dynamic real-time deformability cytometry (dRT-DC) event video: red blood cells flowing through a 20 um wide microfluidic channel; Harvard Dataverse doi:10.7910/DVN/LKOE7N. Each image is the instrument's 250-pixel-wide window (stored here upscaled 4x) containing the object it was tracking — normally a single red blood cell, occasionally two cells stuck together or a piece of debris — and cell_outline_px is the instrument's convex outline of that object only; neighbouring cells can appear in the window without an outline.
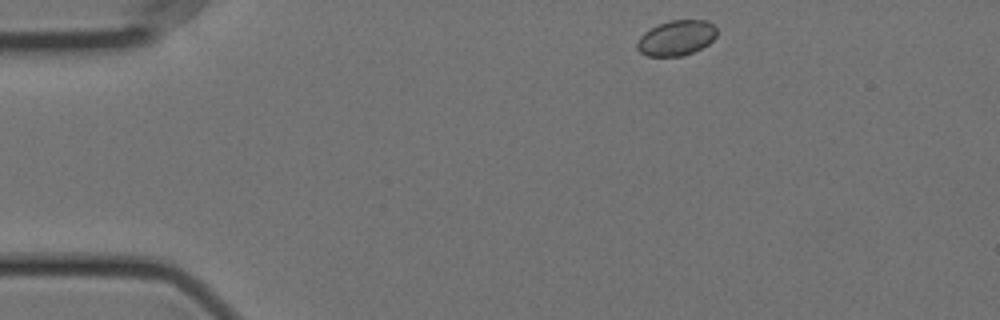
{"species": "Egyptian fruit bat (a non-hibernating species)", "species_latin": "Rousettus aegyptiacus", "temperature_condition": "cold", "stored_images_in_passage": 49, "camera_frame_rate_fps": 3000, "um_per_image_px": 0.085, "animal": {"sex": "female"}, "frame": {"image": 1, "passage_image": 1, "time_ms": 0.0, "image_size_px": [1000, 320], "cell_outline_px": [[716, 36], [708, 44], [692, 52], [680, 56], [648, 56], [640, 52], [636, 48], [636, 44], [640, 36], [644, 32], [660, 24], [672, 20], [708, 20], [716, 28]], "centroid_in_image_um": [57.48, 3.22], "position_along_channel_um": 27.5, "area_um2": 16.18}}
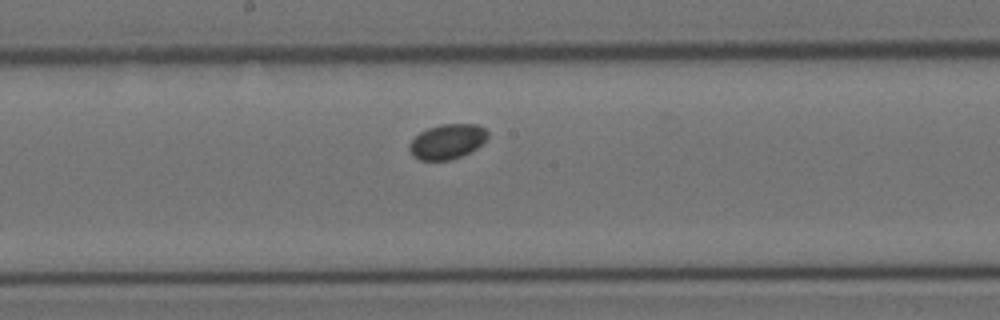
{"frame": {"image": 2, "passage_image": 22, "time_ms": 7.0, "image_size_px": [1000, 320], "cell_outline_px": [[488, 136], [476, 148], [460, 156], [448, 160], [420, 160], [412, 156], [408, 148], [408, 144], [420, 132], [428, 128], [440, 124], [476, 124], [484, 128], [488, 132]], "centroid_in_image_um": [37.98, 12.02], "position_along_channel_um": 210.2, "area_um2": 15.78}}
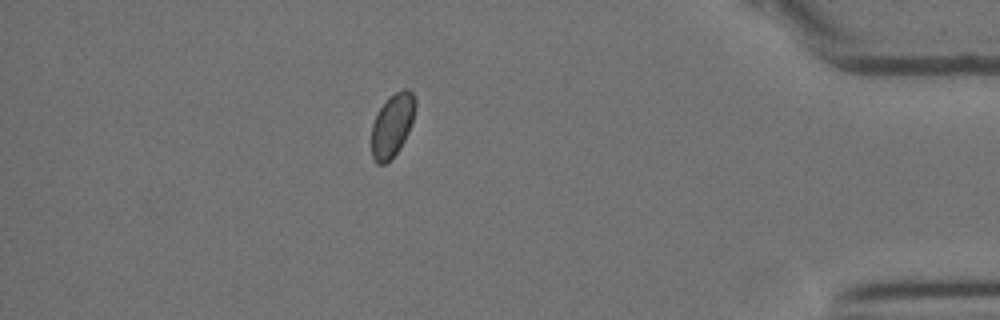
{"frame": {"image": 3, "passage_image": 42, "time_ms": 13.667, "image_size_px": [1000, 320], "cell_outline_px": [[416, 108], [412, 124], [400, 148], [384, 164], [376, 164], [372, 156], [372, 124], [380, 108], [396, 92], [404, 88], [408, 88], [412, 92], [416, 100]], "centroid_in_image_um": [33.37, 10.63], "position_along_channel_um": 401.8, "area_um2": 15.9}}